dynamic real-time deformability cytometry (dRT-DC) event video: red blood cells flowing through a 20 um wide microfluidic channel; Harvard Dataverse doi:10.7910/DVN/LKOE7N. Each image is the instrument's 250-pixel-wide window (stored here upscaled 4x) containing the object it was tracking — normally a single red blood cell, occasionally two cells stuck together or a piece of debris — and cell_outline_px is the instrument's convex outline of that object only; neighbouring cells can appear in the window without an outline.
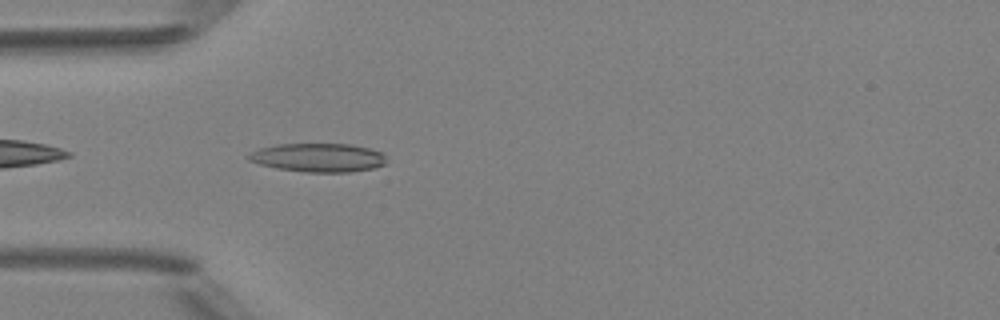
{"species": "Egyptian fruit bat (a non-hibernating species)", "species_latin": "Rousettus aegyptiacus", "temperature_condition": "room temperature", "stored_images_in_passage": 5, "camera_frame_rate_fps": 3000, "um_per_image_px": 0.085, "animal": {"sex": "female"}, "frame": {"image": 1, "passage_image": 5, "time_ms": 4.667, "image_size_px": [1000, 320], "cell_outline_px": [[384, 164], [372, 168], [352, 172], [304, 172], [276, 168], [260, 164], [248, 160], [244, 156], [260, 148], [276, 144], [352, 144], [368, 148], [380, 152], [384, 156]], "centroid_in_image_um": [27.0, 13.39], "position_along_channel_um": 58.0, "area_um2": 22.95}}